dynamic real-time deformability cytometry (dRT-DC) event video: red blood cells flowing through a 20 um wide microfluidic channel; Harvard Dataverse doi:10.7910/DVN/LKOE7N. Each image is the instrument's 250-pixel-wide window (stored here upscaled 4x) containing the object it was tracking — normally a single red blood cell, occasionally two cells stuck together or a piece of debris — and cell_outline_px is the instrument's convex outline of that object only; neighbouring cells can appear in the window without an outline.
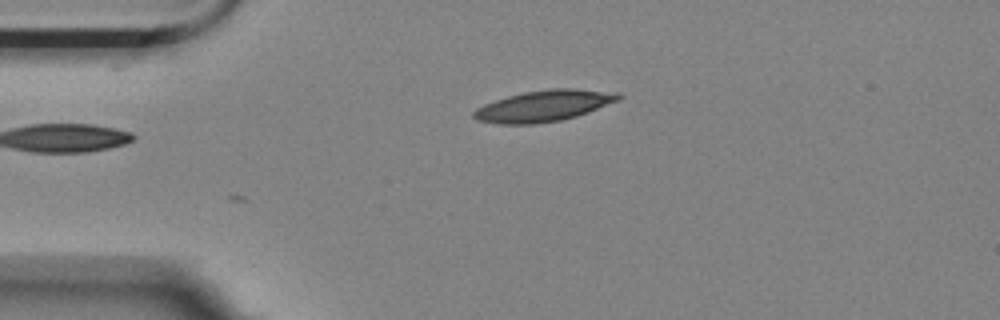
{"species": "Egyptian fruit bat (a non-hibernating species)", "species_latin": "Rousettus aegyptiacus", "temperature_condition": "room temperature", "stored_images_in_passage": 5, "camera_frame_rate_fps": 3000, "um_per_image_px": 0.085, "animal": {"sex": "female"}, "frame": {"image": 1, "passage_image": 5, "time_ms": 1.333, "image_size_px": [1000, 320], "cell_outline_px": [[624, 96], [620, 100], [588, 112], [576, 116], [560, 120], [536, 124], [496, 124], [476, 120], [472, 116], [472, 112], [476, 108], [484, 104], [508, 96], [524, 92], [548, 88], [576, 88], [620, 92]], "centroid_in_image_um": [46.25, 8.99], "position_along_channel_um": 38.7, "area_um2": 26.65}}